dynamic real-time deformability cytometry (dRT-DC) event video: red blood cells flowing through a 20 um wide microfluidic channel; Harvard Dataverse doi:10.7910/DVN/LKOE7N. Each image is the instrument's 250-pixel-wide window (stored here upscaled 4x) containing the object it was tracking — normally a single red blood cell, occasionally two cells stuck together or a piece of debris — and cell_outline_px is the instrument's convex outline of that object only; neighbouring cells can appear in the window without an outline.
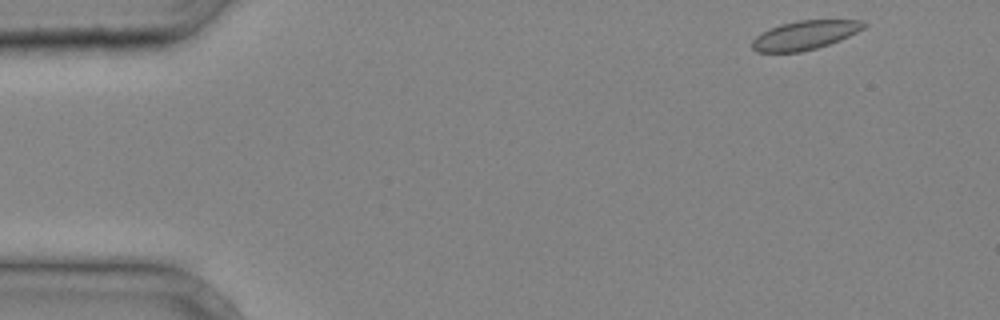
{"species": "common noctule bat (a hibernating species)", "species_latin": "Nyctalus noctula", "temperature_condition": "cold", "stored_images_in_passage": 34, "camera_frame_rate_fps": 3000, "um_per_image_px": 0.085, "animal": {"sex": "male", "body_mass_g": 20.4}, "frame": {"image": 1, "passage_image": 1, "time_ms": 0.0, "image_size_px": [1000, 320], "cell_outline_px": [[868, 24], [864, 28], [840, 40], [816, 48], [800, 52], [756, 52], [752, 48], [752, 40], [756, 36], [780, 24], [800, 20], [860, 20]], "centroid_in_image_um": [68.41, 2.99], "position_along_channel_um": 16.6, "area_um2": 18.61}}
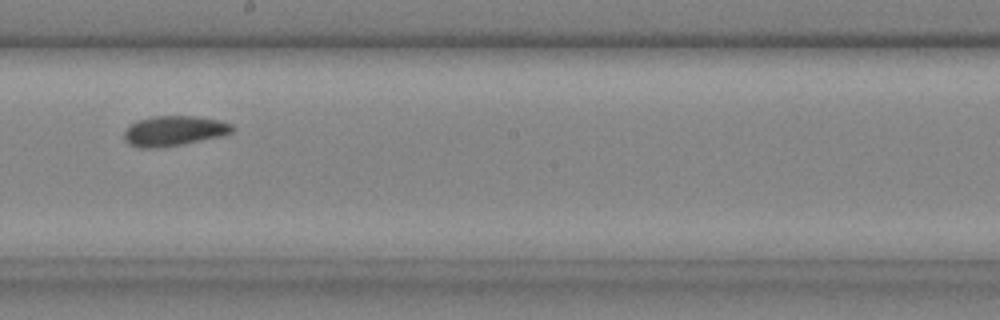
{"frame": {"image": 2, "passage_image": 21, "time_ms": 6.667, "image_size_px": [1000, 320], "cell_outline_px": [[236, 128], [232, 132], [220, 136], [180, 144], [156, 148], [140, 148], [128, 144], [124, 140], [124, 132], [136, 120], [156, 116], [196, 116], [220, 120], [232, 124]], "centroid_in_image_um": [14.79, 11.12], "position_along_channel_um": 233.4, "area_um2": 18.84}}
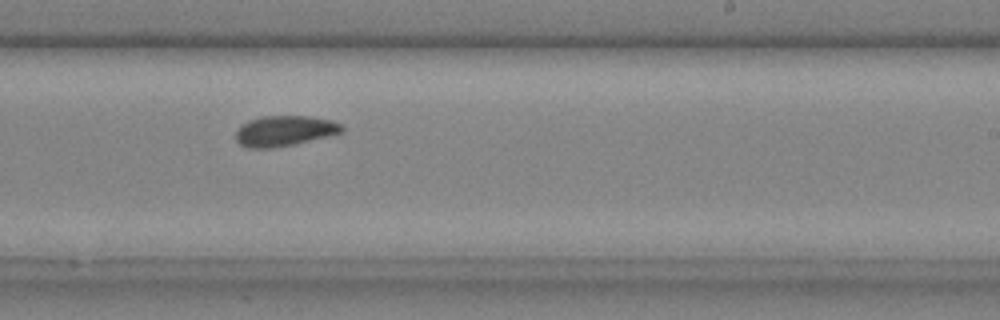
{"frame": {"image": 3, "passage_image": 23, "time_ms": 7.333, "image_size_px": [1000, 320], "cell_outline_px": [[344, 132], [328, 136], [292, 144], [272, 148], [248, 148], [240, 144], [236, 140], [236, 128], [240, 124], [248, 120], [264, 116], [308, 116], [332, 120], [340, 124], [344, 128]], "centroid_in_image_um": [24.15, 11.12], "position_along_channel_um": 264.8, "area_um2": 18.84}}